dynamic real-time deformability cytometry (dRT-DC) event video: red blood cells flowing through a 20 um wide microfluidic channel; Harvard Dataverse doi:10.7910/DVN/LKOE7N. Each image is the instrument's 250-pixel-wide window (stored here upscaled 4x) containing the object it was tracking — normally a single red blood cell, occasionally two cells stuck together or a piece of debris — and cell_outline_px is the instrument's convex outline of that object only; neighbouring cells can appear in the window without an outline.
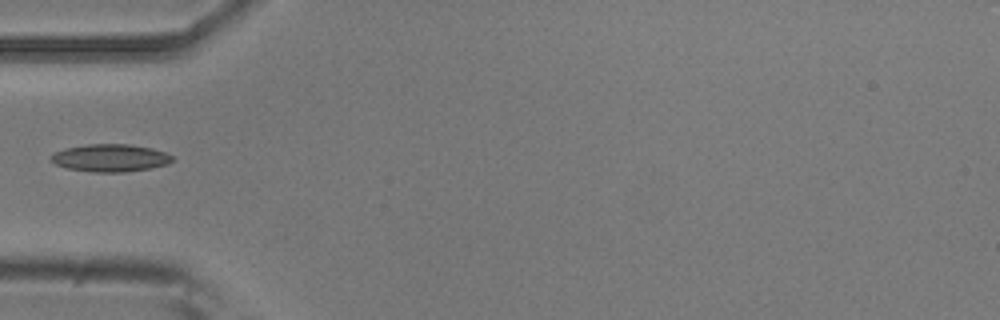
{"species": "common noctule bat (a hibernating species)", "species_latin": "Nyctalus noctula", "temperature_condition": "room temperature", "stored_images_in_passage": 36, "camera_frame_rate_fps": 3000, "um_per_image_px": 0.085, "animal": {"sex": "male", "body_mass_g": 20.5, "forearm_length_mm": 52.5}, "frame": {"image": 1, "passage_image": 1, "time_ms": 0.0, "image_size_px": [1000, 320], "cell_outline_px": [[172, 160], [168, 164], [148, 168], [124, 172], [92, 172], [68, 168], [56, 164], [52, 160], [52, 156], [56, 152], [64, 148], [88, 144], [128, 144], [152, 148], [164, 152], [172, 156]], "centroid_in_image_um": [9.38, 13.42], "position_along_channel_um": 75.6, "area_um2": 19.19}}
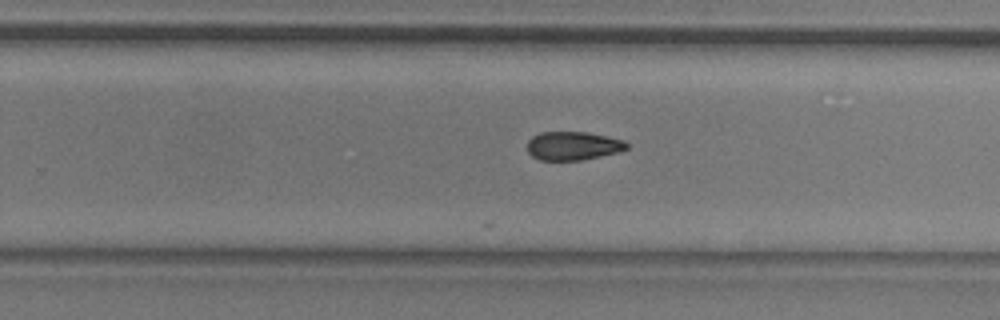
{"frame": {"image": 2, "passage_image": 17, "time_ms": 5.333, "image_size_px": [1000, 320], "cell_outline_px": [[628, 148], [620, 152], [580, 160], [540, 160], [532, 156], [528, 152], [528, 140], [532, 136], [540, 132], [588, 132], [624, 140], [628, 144]], "centroid_in_image_um": [48.71, 12.39], "position_along_channel_um": 281.1, "area_um2": 16.59}}
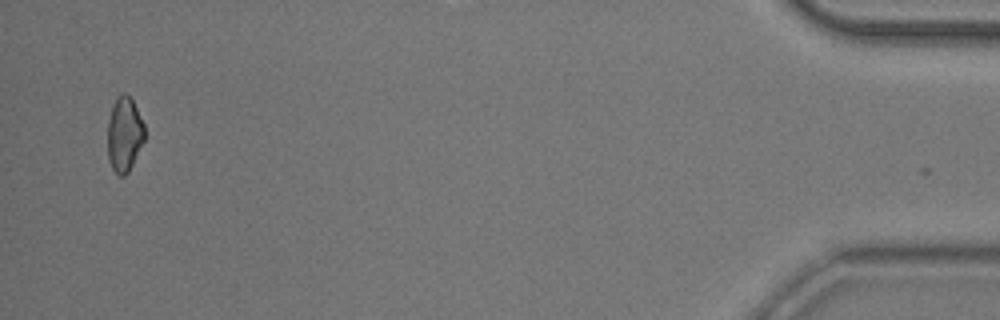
{"frame": {"image": 3, "passage_image": 35, "time_ms": 11.333, "image_size_px": [1000, 320], "cell_outline_px": [[144, 140], [128, 172], [124, 176], [120, 176], [112, 168], [108, 156], [108, 120], [112, 104], [116, 96], [124, 92], [132, 100], [144, 124]], "centroid_in_image_um": [10.55, 11.39], "position_along_channel_um": 424.6, "area_um2": 15.95}}